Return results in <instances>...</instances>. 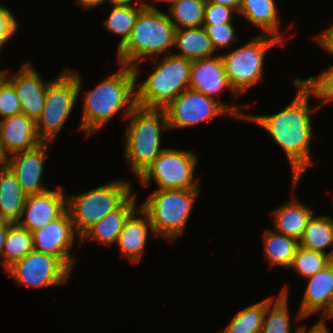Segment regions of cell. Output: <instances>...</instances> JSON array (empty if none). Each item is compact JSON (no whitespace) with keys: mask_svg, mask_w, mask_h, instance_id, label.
<instances>
[{"mask_svg":"<svg viewBox=\"0 0 333 333\" xmlns=\"http://www.w3.org/2000/svg\"><path fill=\"white\" fill-rule=\"evenodd\" d=\"M64 188L26 196L20 220L17 224L32 232L45 227L67 210V196Z\"/></svg>","mask_w":333,"mask_h":333,"instance_id":"5bb4252c","label":"cell"},{"mask_svg":"<svg viewBox=\"0 0 333 333\" xmlns=\"http://www.w3.org/2000/svg\"><path fill=\"white\" fill-rule=\"evenodd\" d=\"M299 245L313 251L328 254L333 259V249L326 253V249L333 245V218L330 216L312 215L307 223Z\"/></svg>","mask_w":333,"mask_h":333,"instance_id":"4316f807","label":"cell"},{"mask_svg":"<svg viewBox=\"0 0 333 333\" xmlns=\"http://www.w3.org/2000/svg\"><path fill=\"white\" fill-rule=\"evenodd\" d=\"M234 9L219 4L206 3L203 25L231 23Z\"/></svg>","mask_w":333,"mask_h":333,"instance_id":"8d00e7d4","label":"cell"},{"mask_svg":"<svg viewBox=\"0 0 333 333\" xmlns=\"http://www.w3.org/2000/svg\"><path fill=\"white\" fill-rule=\"evenodd\" d=\"M19 29L17 19L4 5L0 4V45L4 46Z\"/></svg>","mask_w":333,"mask_h":333,"instance_id":"74e56055","label":"cell"},{"mask_svg":"<svg viewBox=\"0 0 333 333\" xmlns=\"http://www.w3.org/2000/svg\"><path fill=\"white\" fill-rule=\"evenodd\" d=\"M131 193L134 192L130 182L114 180L80 194L67 195V210L76 233L81 237Z\"/></svg>","mask_w":333,"mask_h":333,"instance_id":"ba28073f","label":"cell"},{"mask_svg":"<svg viewBox=\"0 0 333 333\" xmlns=\"http://www.w3.org/2000/svg\"><path fill=\"white\" fill-rule=\"evenodd\" d=\"M42 141L36 130V121L19 113L0 119V144L6 157L36 148Z\"/></svg>","mask_w":333,"mask_h":333,"instance_id":"ac0fdd59","label":"cell"},{"mask_svg":"<svg viewBox=\"0 0 333 333\" xmlns=\"http://www.w3.org/2000/svg\"><path fill=\"white\" fill-rule=\"evenodd\" d=\"M322 318H324L326 320L333 319V297H332L329 309L324 314H322Z\"/></svg>","mask_w":333,"mask_h":333,"instance_id":"f6af8a7d","label":"cell"},{"mask_svg":"<svg viewBox=\"0 0 333 333\" xmlns=\"http://www.w3.org/2000/svg\"><path fill=\"white\" fill-rule=\"evenodd\" d=\"M112 5L109 16L103 21V25L109 32L121 37L117 46V51H119L130 39L137 17L147 5Z\"/></svg>","mask_w":333,"mask_h":333,"instance_id":"83f0119b","label":"cell"},{"mask_svg":"<svg viewBox=\"0 0 333 333\" xmlns=\"http://www.w3.org/2000/svg\"><path fill=\"white\" fill-rule=\"evenodd\" d=\"M34 250L61 259L71 270L78 259L72 254L76 233L68 210L45 227L32 231Z\"/></svg>","mask_w":333,"mask_h":333,"instance_id":"4fadbf2b","label":"cell"},{"mask_svg":"<svg viewBox=\"0 0 333 333\" xmlns=\"http://www.w3.org/2000/svg\"><path fill=\"white\" fill-rule=\"evenodd\" d=\"M277 44L285 46L279 39L261 33L243 46L221 55L231 87L239 96L263 82L267 49Z\"/></svg>","mask_w":333,"mask_h":333,"instance_id":"9c48e42d","label":"cell"},{"mask_svg":"<svg viewBox=\"0 0 333 333\" xmlns=\"http://www.w3.org/2000/svg\"><path fill=\"white\" fill-rule=\"evenodd\" d=\"M200 189H156L139 206L148 216L156 237L173 243L189 221Z\"/></svg>","mask_w":333,"mask_h":333,"instance_id":"8992f818","label":"cell"},{"mask_svg":"<svg viewBox=\"0 0 333 333\" xmlns=\"http://www.w3.org/2000/svg\"><path fill=\"white\" fill-rule=\"evenodd\" d=\"M168 3V15L175 29L203 26L205 0H169Z\"/></svg>","mask_w":333,"mask_h":333,"instance_id":"4dcf8cb0","label":"cell"},{"mask_svg":"<svg viewBox=\"0 0 333 333\" xmlns=\"http://www.w3.org/2000/svg\"><path fill=\"white\" fill-rule=\"evenodd\" d=\"M6 160H7V157L5 156V154L2 150L1 144H0V167L6 165Z\"/></svg>","mask_w":333,"mask_h":333,"instance_id":"bcb514c9","label":"cell"},{"mask_svg":"<svg viewBox=\"0 0 333 333\" xmlns=\"http://www.w3.org/2000/svg\"><path fill=\"white\" fill-rule=\"evenodd\" d=\"M314 38L323 49L333 56V24Z\"/></svg>","mask_w":333,"mask_h":333,"instance_id":"f35d334b","label":"cell"},{"mask_svg":"<svg viewBox=\"0 0 333 333\" xmlns=\"http://www.w3.org/2000/svg\"><path fill=\"white\" fill-rule=\"evenodd\" d=\"M206 3L225 5L234 9L237 13L241 8L242 0H205Z\"/></svg>","mask_w":333,"mask_h":333,"instance_id":"60d3db41","label":"cell"},{"mask_svg":"<svg viewBox=\"0 0 333 333\" xmlns=\"http://www.w3.org/2000/svg\"><path fill=\"white\" fill-rule=\"evenodd\" d=\"M12 224L13 223L0 220V257H2L3 247H4L5 239H6V236L8 233V228Z\"/></svg>","mask_w":333,"mask_h":333,"instance_id":"b9f144b4","label":"cell"},{"mask_svg":"<svg viewBox=\"0 0 333 333\" xmlns=\"http://www.w3.org/2000/svg\"><path fill=\"white\" fill-rule=\"evenodd\" d=\"M5 273L20 286L41 289L52 285H67L71 269L58 257L33 250Z\"/></svg>","mask_w":333,"mask_h":333,"instance_id":"7c38bea8","label":"cell"},{"mask_svg":"<svg viewBox=\"0 0 333 333\" xmlns=\"http://www.w3.org/2000/svg\"><path fill=\"white\" fill-rule=\"evenodd\" d=\"M129 118V119H128ZM124 134V157L130 171L138 178L165 149L161 148V132L169 129L164 109L137 106L127 117Z\"/></svg>","mask_w":333,"mask_h":333,"instance_id":"277c9868","label":"cell"},{"mask_svg":"<svg viewBox=\"0 0 333 333\" xmlns=\"http://www.w3.org/2000/svg\"><path fill=\"white\" fill-rule=\"evenodd\" d=\"M48 144L49 142H42L34 149L17 152L7 157L6 166L16 176L20 188L27 196L49 190L42 181Z\"/></svg>","mask_w":333,"mask_h":333,"instance_id":"9a60e30c","label":"cell"},{"mask_svg":"<svg viewBox=\"0 0 333 333\" xmlns=\"http://www.w3.org/2000/svg\"><path fill=\"white\" fill-rule=\"evenodd\" d=\"M279 11L275 0H242L238 14L261 29L262 34L273 36L285 44L280 31Z\"/></svg>","mask_w":333,"mask_h":333,"instance_id":"603a6c76","label":"cell"},{"mask_svg":"<svg viewBox=\"0 0 333 333\" xmlns=\"http://www.w3.org/2000/svg\"><path fill=\"white\" fill-rule=\"evenodd\" d=\"M189 88L213 99L227 88L234 98L239 96L231 87L221 55L217 54L192 61Z\"/></svg>","mask_w":333,"mask_h":333,"instance_id":"e0dca14e","label":"cell"},{"mask_svg":"<svg viewBox=\"0 0 333 333\" xmlns=\"http://www.w3.org/2000/svg\"><path fill=\"white\" fill-rule=\"evenodd\" d=\"M80 7L83 9H90L95 8L103 3H106L107 1L110 2V0H75Z\"/></svg>","mask_w":333,"mask_h":333,"instance_id":"7bdbcfd3","label":"cell"},{"mask_svg":"<svg viewBox=\"0 0 333 333\" xmlns=\"http://www.w3.org/2000/svg\"><path fill=\"white\" fill-rule=\"evenodd\" d=\"M288 294V287L284 286L278 297L267 306L260 333H290L292 324L290 323Z\"/></svg>","mask_w":333,"mask_h":333,"instance_id":"1f68e13d","label":"cell"},{"mask_svg":"<svg viewBox=\"0 0 333 333\" xmlns=\"http://www.w3.org/2000/svg\"><path fill=\"white\" fill-rule=\"evenodd\" d=\"M22 113L20 100L13 84L6 78L0 85V118Z\"/></svg>","mask_w":333,"mask_h":333,"instance_id":"d590c367","label":"cell"},{"mask_svg":"<svg viewBox=\"0 0 333 333\" xmlns=\"http://www.w3.org/2000/svg\"><path fill=\"white\" fill-rule=\"evenodd\" d=\"M274 301L272 297L242 308L219 333H260L262 330L264 312Z\"/></svg>","mask_w":333,"mask_h":333,"instance_id":"f546056e","label":"cell"},{"mask_svg":"<svg viewBox=\"0 0 333 333\" xmlns=\"http://www.w3.org/2000/svg\"><path fill=\"white\" fill-rule=\"evenodd\" d=\"M174 47L180 51L174 55L191 61L212 57L213 54H216L212 41L203 26L176 29Z\"/></svg>","mask_w":333,"mask_h":333,"instance_id":"d4e9b609","label":"cell"},{"mask_svg":"<svg viewBox=\"0 0 333 333\" xmlns=\"http://www.w3.org/2000/svg\"><path fill=\"white\" fill-rule=\"evenodd\" d=\"M175 32L167 13L152 4L145 6L137 17L130 39L117 51L118 63L133 67L138 80L140 63L146 57L152 59L161 53H173L171 48L174 46Z\"/></svg>","mask_w":333,"mask_h":333,"instance_id":"3957f363","label":"cell"},{"mask_svg":"<svg viewBox=\"0 0 333 333\" xmlns=\"http://www.w3.org/2000/svg\"><path fill=\"white\" fill-rule=\"evenodd\" d=\"M322 71L319 76H311L303 80L314 90L317 98L322 100L320 103L325 106L333 102V65Z\"/></svg>","mask_w":333,"mask_h":333,"instance_id":"e575fe53","label":"cell"},{"mask_svg":"<svg viewBox=\"0 0 333 333\" xmlns=\"http://www.w3.org/2000/svg\"><path fill=\"white\" fill-rule=\"evenodd\" d=\"M299 87L295 98L280 112L273 115L247 114L246 120L256 123L263 128L286 153L292 170V190L294 191L299 180L314 162L310 150L313 132L312 114L323 105L311 108L309 99L317 97L314 90L303 80L296 78L293 82Z\"/></svg>","mask_w":333,"mask_h":333,"instance_id":"6da1fadb","label":"cell"},{"mask_svg":"<svg viewBox=\"0 0 333 333\" xmlns=\"http://www.w3.org/2000/svg\"><path fill=\"white\" fill-rule=\"evenodd\" d=\"M263 237L264 256L267 263L272 267L278 265L289 268L299 247V241L273 229H266Z\"/></svg>","mask_w":333,"mask_h":333,"instance_id":"484cf974","label":"cell"},{"mask_svg":"<svg viewBox=\"0 0 333 333\" xmlns=\"http://www.w3.org/2000/svg\"><path fill=\"white\" fill-rule=\"evenodd\" d=\"M332 261L333 259L328 254L306 249L299 245L289 268L296 270L300 276L307 280L323 270Z\"/></svg>","mask_w":333,"mask_h":333,"instance_id":"d6a6232c","label":"cell"},{"mask_svg":"<svg viewBox=\"0 0 333 333\" xmlns=\"http://www.w3.org/2000/svg\"><path fill=\"white\" fill-rule=\"evenodd\" d=\"M120 69L83 94V111L79 130L91 135L104 127L118 112L127 117L137 107L136 76L133 67Z\"/></svg>","mask_w":333,"mask_h":333,"instance_id":"7a4b0ae2","label":"cell"},{"mask_svg":"<svg viewBox=\"0 0 333 333\" xmlns=\"http://www.w3.org/2000/svg\"><path fill=\"white\" fill-rule=\"evenodd\" d=\"M197 154L165 148L137 178L145 187L153 180L158 189H200L199 178L194 179Z\"/></svg>","mask_w":333,"mask_h":333,"instance_id":"8fae6325","label":"cell"},{"mask_svg":"<svg viewBox=\"0 0 333 333\" xmlns=\"http://www.w3.org/2000/svg\"><path fill=\"white\" fill-rule=\"evenodd\" d=\"M34 250L32 233L13 223L8 228L0 264L4 272Z\"/></svg>","mask_w":333,"mask_h":333,"instance_id":"f1b7e54d","label":"cell"},{"mask_svg":"<svg viewBox=\"0 0 333 333\" xmlns=\"http://www.w3.org/2000/svg\"><path fill=\"white\" fill-rule=\"evenodd\" d=\"M31 62L22 64L17 73L9 75L7 79L13 84L20 100L22 114L37 120L42 113L48 82L32 67ZM9 75V76H8ZM44 81V82H43Z\"/></svg>","mask_w":333,"mask_h":333,"instance_id":"2e32d148","label":"cell"},{"mask_svg":"<svg viewBox=\"0 0 333 333\" xmlns=\"http://www.w3.org/2000/svg\"><path fill=\"white\" fill-rule=\"evenodd\" d=\"M292 200L284 205L277 207L274 211H270L273 216V224L275 231L285 236L300 240L307 227L309 219L314 214L313 208L303 204L294 192Z\"/></svg>","mask_w":333,"mask_h":333,"instance_id":"7402d4cb","label":"cell"},{"mask_svg":"<svg viewBox=\"0 0 333 333\" xmlns=\"http://www.w3.org/2000/svg\"><path fill=\"white\" fill-rule=\"evenodd\" d=\"M7 73H8V71H6V70L5 71L4 70L0 71V85L7 78Z\"/></svg>","mask_w":333,"mask_h":333,"instance_id":"7dc6e473","label":"cell"},{"mask_svg":"<svg viewBox=\"0 0 333 333\" xmlns=\"http://www.w3.org/2000/svg\"><path fill=\"white\" fill-rule=\"evenodd\" d=\"M26 194L16 176L5 165L0 167V220L17 223L20 220Z\"/></svg>","mask_w":333,"mask_h":333,"instance_id":"cb8c5ba5","label":"cell"},{"mask_svg":"<svg viewBox=\"0 0 333 333\" xmlns=\"http://www.w3.org/2000/svg\"><path fill=\"white\" fill-rule=\"evenodd\" d=\"M110 4H123V5H149L148 2H144L143 0H110Z\"/></svg>","mask_w":333,"mask_h":333,"instance_id":"ee69618b","label":"cell"},{"mask_svg":"<svg viewBox=\"0 0 333 333\" xmlns=\"http://www.w3.org/2000/svg\"><path fill=\"white\" fill-rule=\"evenodd\" d=\"M326 322V319L321 318L310 328V330H307L306 326H299L296 329V333H331Z\"/></svg>","mask_w":333,"mask_h":333,"instance_id":"ab89813d","label":"cell"},{"mask_svg":"<svg viewBox=\"0 0 333 333\" xmlns=\"http://www.w3.org/2000/svg\"><path fill=\"white\" fill-rule=\"evenodd\" d=\"M307 279L309 282L296 315V322L317 312L322 311L324 314L329 309L333 297V261Z\"/></svg>","mask_w":333,"mask_h":333,"instance_id":"ffe728a7","label":"cell"},{"mask_svg":"<svg viewBox=\"0 0 333 333\" xmlns=\"http://www.w3.org/2000/svg\"><path fill=\"white\" fill-rule=\"evenodd\" d=\"M250 105L227 104L210 98L204 93L188 88L180 93L166 108L169 129L190 128L219 115L246 119L241 109ZM232 116V117H231Z\"/></svg>","mask_w":333,"mask_h":333,"instance_id":"30bf717a","label":"cell"},{"mask_svg":"<svg viewBox=\"0 0 333 333\" xmlns=\"http://www.w3.org/2000/svg\"><path fill=\"white\" fill-rule=\"evenodd\" d=\"M136 194L131 193L116 209L90 227L80 237V245L89 239L105 246L114 244L123 228L124 222L138 209L135 201Z\"/></svg>","mask_w":333,"mask_h":333,"instance_id":"44dd1931","label":"cell"},{"mask_svg":"<svg viewBox=\"0 0 333 333\" xmlns=\"http://www.w3.org/2000/svg\"><path fill=\"white\" fill-rule=\"evenodd\" d=\"M149 232L155 235L149 216L138 207L124 222L117 238L121 257L128 258L131 263H139L146 249Z\"/></svg>","mask_w":333,"mask_h":333,"instance_id":"d6986e66","label":"cell"},{"mask_svg":"<svg viewBox=\"0 0 333 333\" xmlns=\"http://www.w3.org/2000/svg\"><path fill=\"white\" fill-rule=\"evenodd\" d=\"M235 25L233 23L214 24V25H203L207 35L212 41V45L216 52L221 48H229L236 41L238 42Z\"/></svg>","mask_w":333,"mask_h":333,"instance_id":"836d02e7","label":"cell"},{"mask_svg":"<svg viewBox=\"0 0 333 333\" xmlns=\"http://www.w3.org/2000/svg\"><path fill=\"white\" fill-rule=\"evenodd\" d=\"M152 59V73L144 82L136 81L137 106L164 109L189 88L192 61L172 53L165 55L161 63L156 57Z\"/></svg>","mask_w":333,"mask_h":333,"instance_id":"5b68a950","label":"cell"},{"mask_svg":"<svg viewBox=\"0 0 333 333\" xmlns=\"http://www.w3.org/2000/svg\"><path fill=\"white\" fill-rule=\"evenodd\" d=\"M82 76L64 69L49 81L41 116L36 120V130L42 142L55 141L79 98Z\"/></svg>","mask_w":333,"mask_h":333,"instance_id":"52a82bcc","label":"cell"},{"mask_svg":"<svg viewBox=\"0 0 333 333\" xmlns=\"http://www.w3.org/2000/svg\"><path fill=\"white\" fill-rule=\"evenodd\" d=\"M154 1H158V2L161 1V3H162V2H168L169 0H154Z\"/></svg>","mask_w":333,"mask_h":333,"instance_id":"c3c4849f","label":"cell"}]
</instances>
